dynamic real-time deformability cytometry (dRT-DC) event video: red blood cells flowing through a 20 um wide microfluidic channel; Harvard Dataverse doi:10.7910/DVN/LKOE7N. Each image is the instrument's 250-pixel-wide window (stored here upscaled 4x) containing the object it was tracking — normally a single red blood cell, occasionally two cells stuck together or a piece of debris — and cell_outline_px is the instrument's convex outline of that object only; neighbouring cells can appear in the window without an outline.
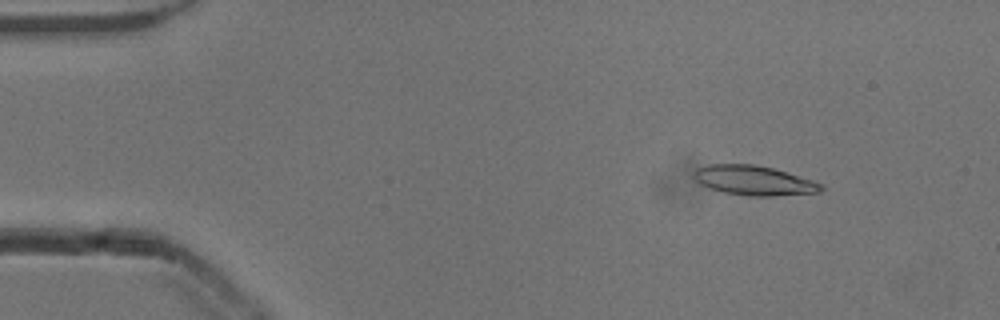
{"species": "common noctule bat (a hibernating species)", "species_latin": "Nyctalus noctula", "temperature_condition": "cold", "stored_images_in_passage": 53, "camera_frame_rate_fps": 3000, "um_per_image_px": 0.085, "animal": {"sex": "male", "body_mass_g": 13.3}, "frame": {"image": 1, "passage_image": 7, "time_ms": 2.0, "image_size_px": [1000, 320], "cell_outline_px": [[824, 188], [820, 192], [776, 196], [748, 196], [724, 192], [708, 188], [700, 184], [692, 176], [696, 168], [708, 164], [756, 164], [772, 168], [812, 180], [824, 184]], "centroid_in_image_um": [64.07, 15.34], "position_along_channel_um": 20.9, "area_um2": 22.08}}
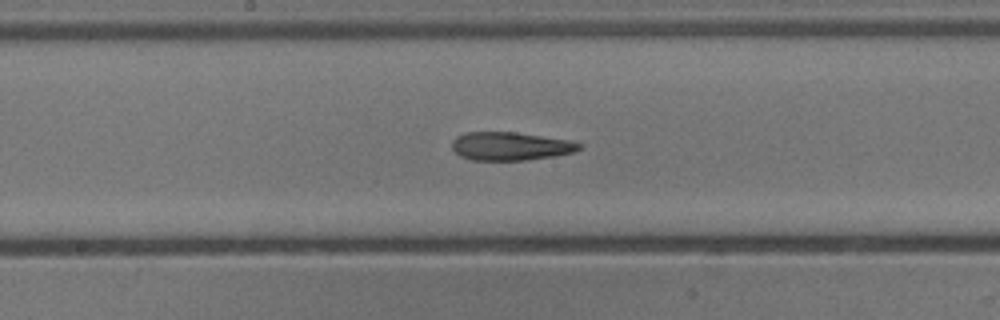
{"frame": {"image": 2, "passage_image": 28, "time_ms": 9.0, "image_size_px": [1000, 320], "cell_outline_px": [[580, 148], [572, 152], [556, 156], [528, 160], [472, 160], [460, 156], [452, 148], [452, 140], [456, 136], [468, 132], [516, 132], [568, 140], [580, 144]], "centroid_in_image_um": [43.35, 12.43], "position_along_channel_um": 204.9, "area_um2": 20.87}}
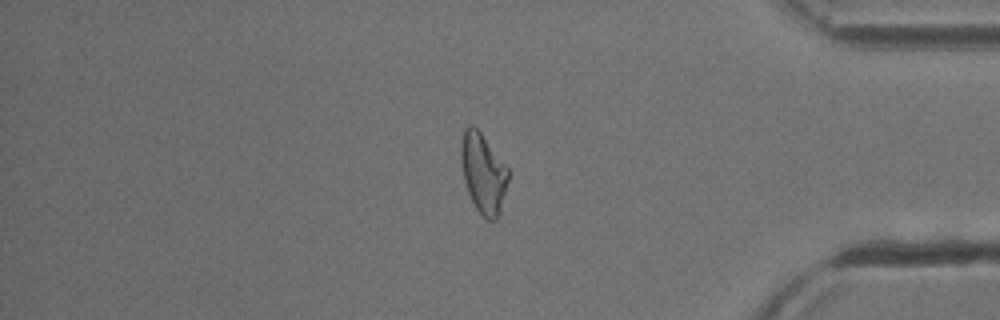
{"frame": {"image": 3, "passage_image": 45, "time_ms": 14.667, "image_size_px": [1000, 320], "cell_outline_px": [[508, 180], [500, 212], [496, 220], [488, 220], [476, 208], [468, 192], [464, 180], [460, 160], [460, 144], [464, 128], [468, 124], [472, 124], [480, 132], [508, 168]], "centroid_in_image_um": [41.05, 14.69], "position_along_channel_um": 394.2, "area_um2": 21.79}, "authors_computed_cell_mechanics": {"area_um2": 21.6172, "velocity_mm_per_s": 3.8589, "shape_relaxation_time_tau1_ms": 9.2489, "shape_relaxation_time_tau2_ms": 2.5118, "deformation_change_tau1": 0.285, "deformation_change_tau2": 0.1244}}